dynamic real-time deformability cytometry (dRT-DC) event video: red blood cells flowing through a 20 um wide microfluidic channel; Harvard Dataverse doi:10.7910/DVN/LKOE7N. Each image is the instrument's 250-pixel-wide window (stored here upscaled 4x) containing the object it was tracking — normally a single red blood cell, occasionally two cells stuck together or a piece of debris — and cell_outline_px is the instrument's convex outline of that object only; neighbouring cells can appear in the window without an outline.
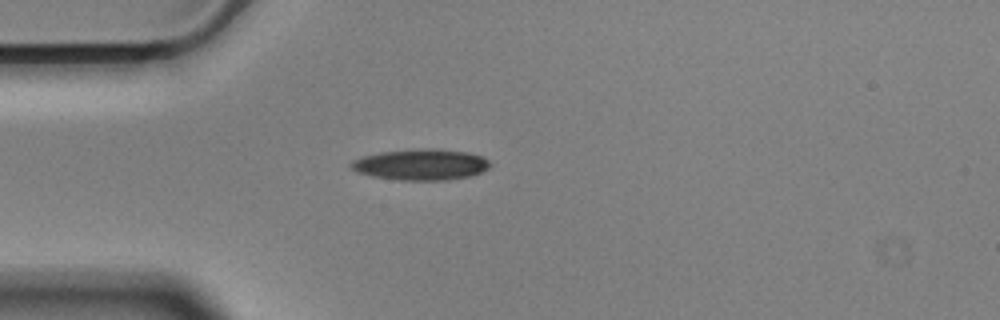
{"species": "Egyptian fruit bat (a non-hibernating species)", "species_latin": "Rousettus aegyptiacus", "temperature_condition": "cold", "stored_images_in_passage": 42, "camera_frame_rate_fps": 3000, "um_per_image_px": 0.085, "animal": {"sex": "male"}, "frame": {"image": 1, "passage_image": 1, "time_ms": 0.0, "image_size_px": [1000, 320], "cell_outline_px": [[492, 164], [488, 168], [480, 172], [468, 176], [448, 180], [400, 180], [372, 176], [356, 172], [348, 164], [352, 160], [364, 156], [380, 152], [416, 148], [440, 148], [468, 152], [480, 156], [488, 160]], "centroid_in_image_um": [35.76, 13.97], "position_along_channel_um": 49.2, "area_um2": 25.32}}
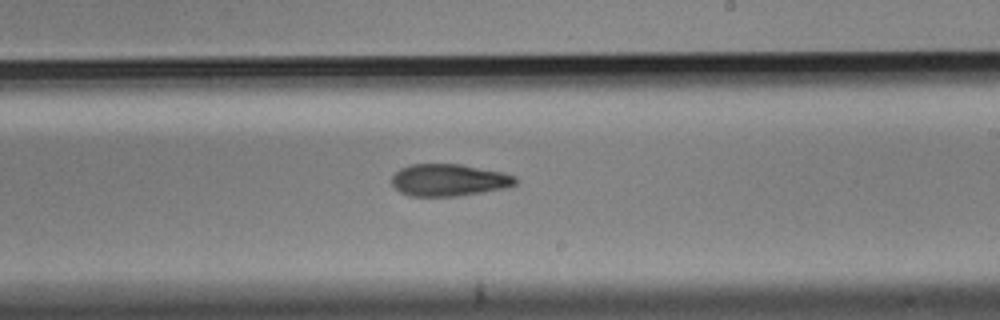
{"frame": {"image": 2, "passage_image": 19, "time_ms": 6.0, "image_size_px": [1000, 320], "cell_outline_px": [[516, 184], [508, 188], [460, 196], [408, 196], [400, 192], [392, 184], [392, 176], [400, 168], [412, 164], [460, 164], [504, 172], [516, 176]], "centroid_in_image_um": [38.18, 15.31], "position_along_channel_um": 250.8, "area_um2": 23.35}}
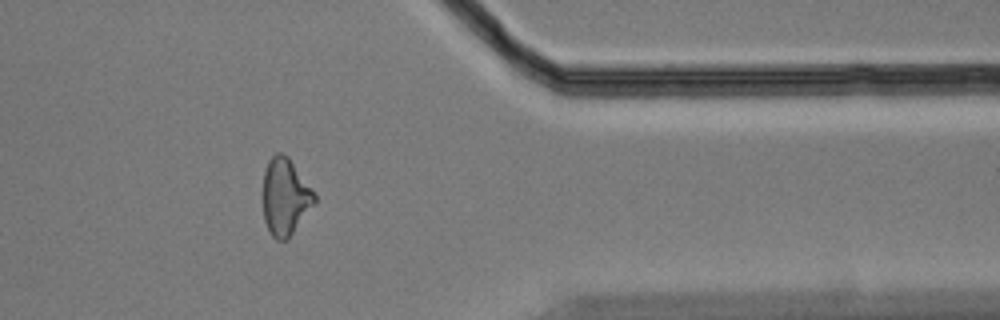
{"frame": {"image": 3, "passage_image": 32, "time_ms": 10.333, "image_size_px": [1000, 320], "cell_outline_px": [[316, 204], [292, 232], [284, 240], [276, 240], [272, 236], [264, 220], [264, 172], [268, 160], [276, 152], [284, 152], [288, 156], [316, 192]], "centroid_in_image_um": [24.27, 16.68], "position_along_channel_um": 387.1, "area_um2": 23.12}, "authors_computed_cell_mechanics": {"area_um2": 23.8425, "velocity_mm_per_s": 3.5412, "shape_relaxation_time_tau1_ms": 6.1462, "shape_relaxation_time_tau2_ms": 11.3148, "deformation_change_tau1": 0.1498, "deformation_change_tau2": 0.2279}}